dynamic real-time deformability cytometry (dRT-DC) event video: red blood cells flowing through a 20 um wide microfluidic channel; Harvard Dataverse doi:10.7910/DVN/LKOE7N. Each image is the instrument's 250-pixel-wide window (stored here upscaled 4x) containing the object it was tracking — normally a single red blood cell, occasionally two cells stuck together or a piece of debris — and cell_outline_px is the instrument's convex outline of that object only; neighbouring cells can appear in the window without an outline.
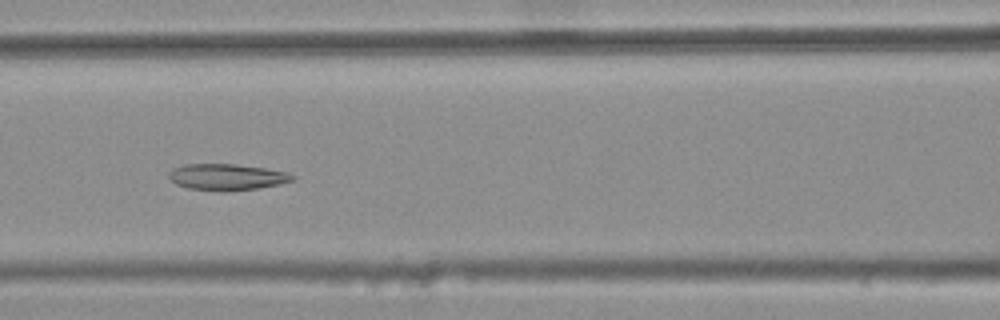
{"species": "common noctule bat (a hibernating species)", "species_latin": "Nyctalus noctula", "temperature_condition": "warm", "stored_images_in_passage": 32, "camera_frame_rate_fps": 3000, "um_per_image_px": 0.085, "animal": {"sex": "female", "body_mass_g": 25.1}, "frame": {"image": 1, "passage_image": 10, "time_ms": 3.0, "image_size_px": [1000, 320], "cell_outline_px": [[296, 176], [292, 180], [280, 184], [256, 188], [224, 192], [188, 188], [176, 184], [168, 176], [168, 172], [172, 168], [184, 164], [236, 164], [264, 168], [288, 172]], "centroid_in_image_um": [19.26, 15.04], "position_along_channel_um": 147.3, "area_um2": 19.02}}
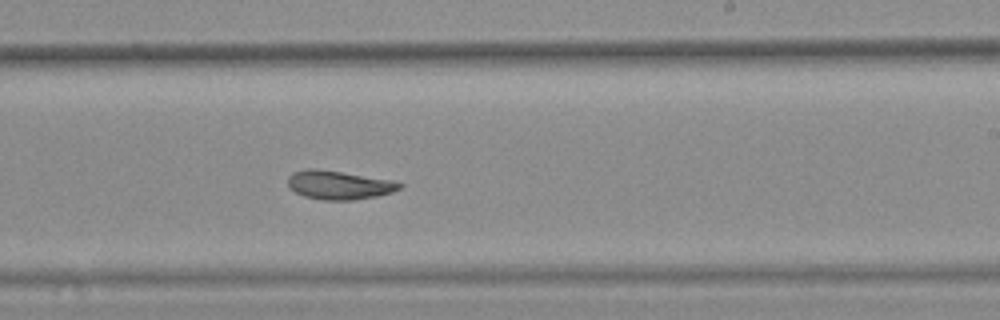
{"frame": {"image": 2, "passage_image": 19, "time_ms": 6.0, "image_size_px": [1000, 320], "cell_outline_px": [[404, 184], [400, 188], [392, 192], [376, 196], [352, 200], [320, 200], [304, 196], [296, 192], [288, 184], [288, 176], [292, 172], [304, 168], [316, 168], [392, 180]], "centroid_in_image_um": [28.79, 15.72], "position_along_channel_um": 260.2, "area_um2": 18.67}}
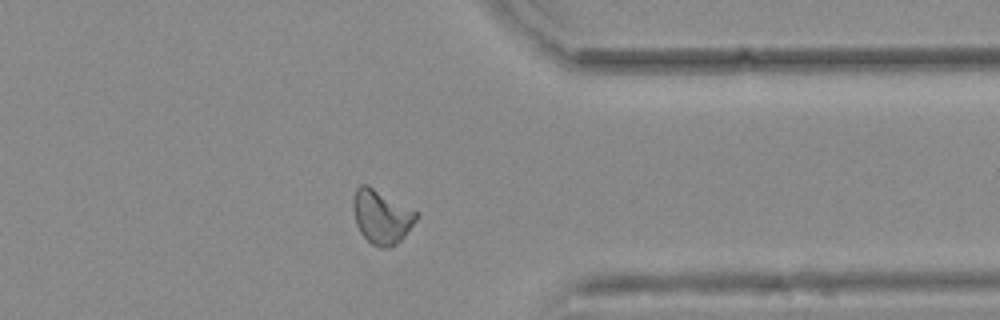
{"frame": {"image": 3, "passage_image": 29, "time_ms": 9.333, "image_size_px": [1000, 320], "cell_outline_px": [[420, 216], [404, 236], [396, 244], [388, 248], [380, 248], [372, 244], [360, 232], [356, 224], [352, 208], [352, 200], [356, 188], [360, 184], [368, 184], [420, 212]], "centroid_in_image_um": [32.44, 18.39], "position_along_channel_um": 379.0, "area_um2": 20.23}, "authors_computed_cell_mechanics": {"area_um2": 18.9295, "velocity_mm_per_s": 3.7691, "shape_relaxation_time_tau1_ms": null, "shape_relaxation_time_tau2_ms": 3.5032, "deformation_change_tau1": null, "deformation_change_tau2": 0.1025}}